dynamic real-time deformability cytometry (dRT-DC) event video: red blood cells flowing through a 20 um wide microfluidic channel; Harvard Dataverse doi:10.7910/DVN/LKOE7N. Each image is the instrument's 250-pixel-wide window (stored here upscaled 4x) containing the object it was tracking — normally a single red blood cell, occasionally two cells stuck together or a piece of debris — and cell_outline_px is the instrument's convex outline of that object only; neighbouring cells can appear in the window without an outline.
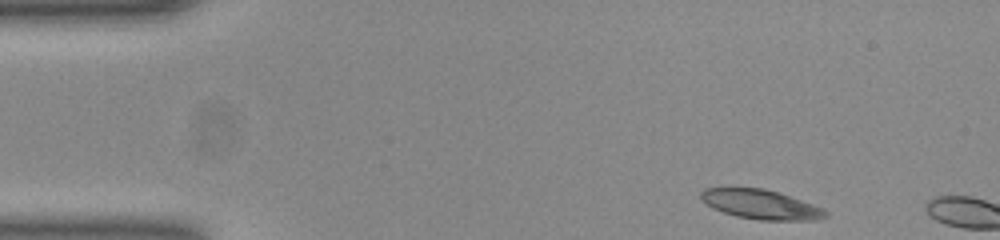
{"species": "common noctule bat (a hibernating species)", "species_latin": "Nyctalus noctula", "temperature_condition": "room temperature", "stored_images_in_passage": 3, "camera_frame_rate_fps": 3000, "um_per_image_px": 0.085, "animal": {"sex": "female", "body_mass_g": 23.0, "forearm_length_mm": 53.4}, "frame": {"image": 1, "passage_image": 1, "time_ms": 0.0, "image_size_px": [1000, 240], "cell_outline_px": [[828, 216], [816, 220], [760, 220], [736, 216], [712, 208], [704, 204], [700, 200], [700, 192], [704, 188], [764, 188], [780, 192], [824, 208], [828, 212]], "centroid_in_image_um": [64.67, 17.37], "position_along_channel_um": 20.3, "area_um2": 21.62}}